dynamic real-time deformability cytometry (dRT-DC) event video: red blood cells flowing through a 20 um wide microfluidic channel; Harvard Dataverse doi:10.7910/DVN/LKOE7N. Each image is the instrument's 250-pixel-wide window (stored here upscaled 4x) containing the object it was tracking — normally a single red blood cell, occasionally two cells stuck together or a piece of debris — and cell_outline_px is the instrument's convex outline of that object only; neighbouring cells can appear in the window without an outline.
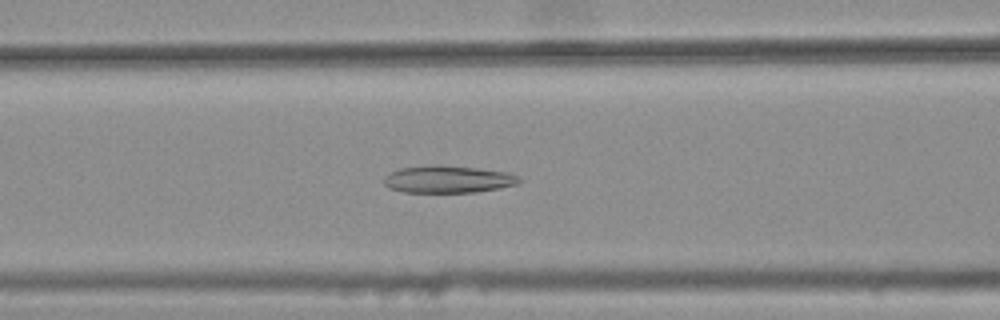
{"species": "common noctule bat (a hibernating species)", "species_latin": "Nyctalus noctula", "temperature_condition": "warm", "stored_images_in_passage": 44, "camera_frame_rate_fps": 3000, "um_per_image_px": 0.085, "animal": {"sex": "female", "body_mass_g": 25.1}, "frame": {"image": 1, "passage_image": 21, "time_ms": 6.667, "image_size_px": [1000, 320], "cell_outline_px": [[524, 180], [516, 184], [500, 188], [476, 192], [404, 192], [388, 188], [384, 184], [384, 176], [388, 172], [400, 168], [436, 164], [440, 164], [476, 168], [508, 172], [520, 176]], "centroid_in_image_um": [38.08, 15.23], "position_along_channel_um": 128.5, "area_um2": 21.79}}
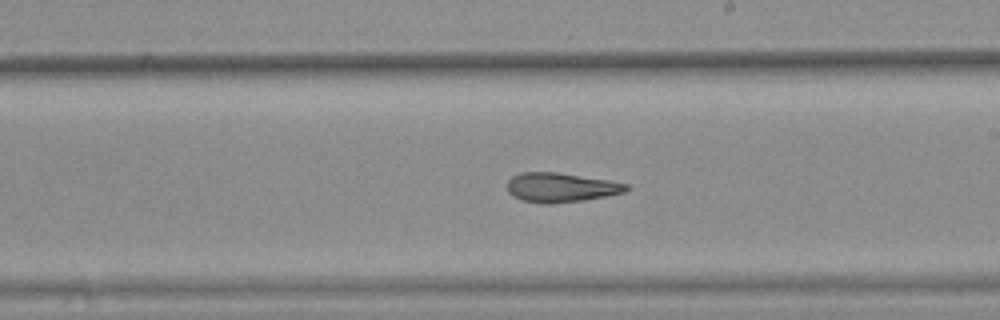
{"frame": {"image": 2, "passage_image": 30, "time_ms": 9.667, "image_size_px": [1000, 320], "cell_outline_px": [[632, 188], [624, 192], [608, 196], [584, 200], [552, 204], [540, 204], [520, 200], [512, 196], [508, 192], [508, 180], [512, 176], [520, 172], [556, 172], [608, 180], [628, 184]], "centroid_in_image_um": [47.66, 15.94], "position_along_channel_um": 241.3, "area_um2": 20.63}}
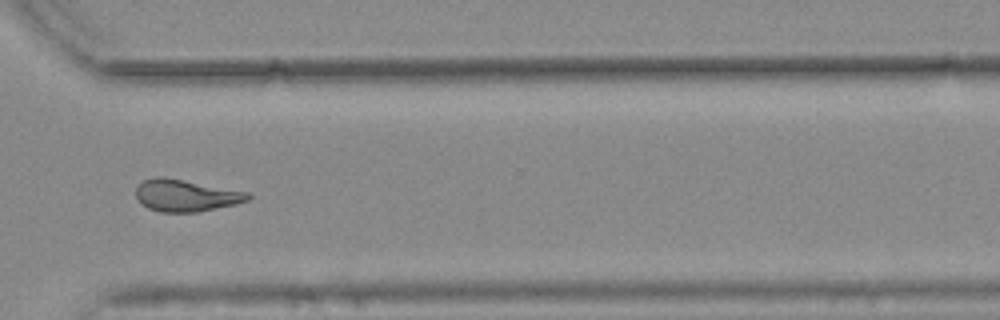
{"frame": {"image": 3, "passage_image": 39, "time_ms": 12.667, "image_size_px": [1000, 320], "cell_outline_px": [[252, 196], [248, 200], [236, 204], [200, 212], [160, 212], [148, 208], [140, 204], [136, 200], [136, 188], [144, 180], [156, 176], [164, 176], [248, 192]], "centroid_in_image_um": [15.77, 16.62], "position_along_channel_um": 354.8, "area_um2": 21.04}, "authors_computed_cell_mechanics": {"area_um2": 21.7039, "velocity_mm_per_s": 3.7634, "shape_relaxation_time_tau1_ms": null, "shape_relaxation_time_tau2_ms": 4.6869, "deformation_change_tau1": null, "deformation_change_tau2": 0.1535}}